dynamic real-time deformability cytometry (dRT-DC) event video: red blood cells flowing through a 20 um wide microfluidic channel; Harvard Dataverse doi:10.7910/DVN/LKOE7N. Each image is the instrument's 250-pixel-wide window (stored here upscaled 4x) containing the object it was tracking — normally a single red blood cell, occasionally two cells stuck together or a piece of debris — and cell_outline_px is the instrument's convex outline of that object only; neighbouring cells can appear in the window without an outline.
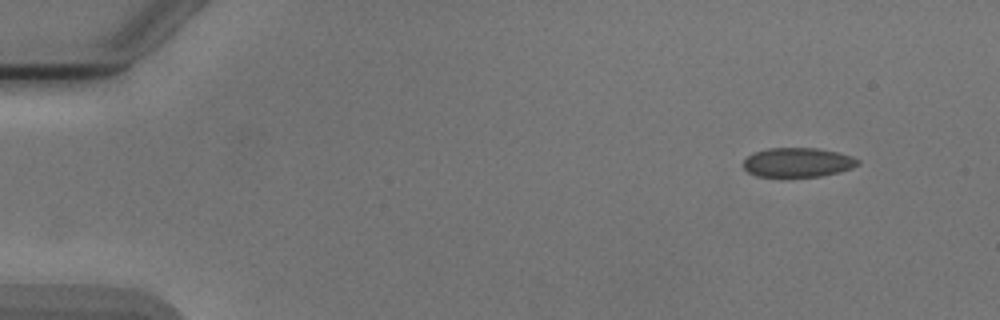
{"species": "Egyptian fruit bat (a non-hibernating species)", "species_latin": "Rousettus aegyptiacus", "temperature_condition": "cold", "stored_images_in_passage": 2, "camera_frame_rate_fps": 3000, "um_per_image_px": 0.085, "animal": {"sex": "male"}, "frame": {"image": 1, "passage_image": 2, "time_ms": 1.333, "image_size_px": [1000, 320], "cell_outline_px": [[860, 164], [852, 168], [840, 172], [820, 176], [756, 176], [748, 172], [744, 168], [744, 160], [748, 156], [756, 152], [768, 148], [816, 148], [836, 152], [852, 156], [860, 160]], "centroid_in_image_um": [67.84, 13.8], "position_along_channel_um": 17.2, "area_um2": 19.42}}